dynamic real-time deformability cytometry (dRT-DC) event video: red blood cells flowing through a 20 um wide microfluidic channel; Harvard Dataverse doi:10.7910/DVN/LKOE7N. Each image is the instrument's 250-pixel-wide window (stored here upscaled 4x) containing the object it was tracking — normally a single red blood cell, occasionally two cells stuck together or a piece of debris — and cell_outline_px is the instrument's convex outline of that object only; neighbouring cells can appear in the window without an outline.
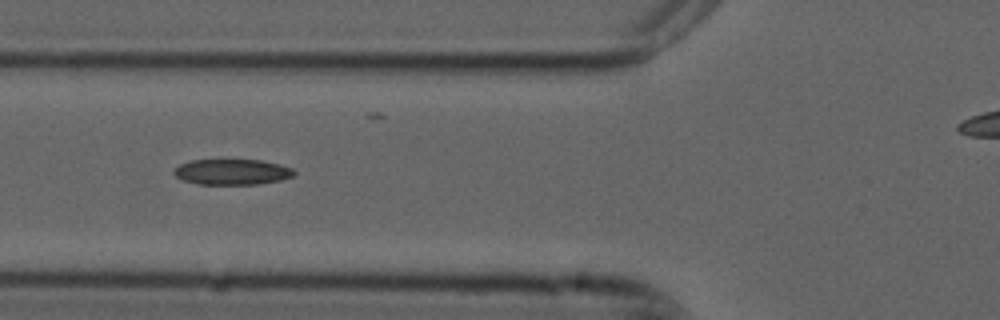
{"species": "common noctule bat (a hibernating species)", "species_latin": "Nyctalus noctula", "temperature_condition": "cold", "stored_images_in_passage": 5, "segment_of_instrument_passage": [1, 2], "camera_frame_rate_fps": 3000, "um_per_image_px": 0.085, "animal": {"sex": "male", "forearm_length_mm": 52.5}, "frame": {"image": 1, "passage_image": 2, "time_ms": 0.333, "image_size_px": [1000, 320], "cell_outline_px": [[296, 172], [292, 176], [280, 180], [256, 184], [200, 184], [184, 180], [176, 176], [172, 172], [180, 164], [192, 160], [260, 160], [280, 164], [292, 168]], "centroid_in_image_um": [19.74, 14.61], "position_along_channel_um": 106.1, "area_um2": 17.74}}
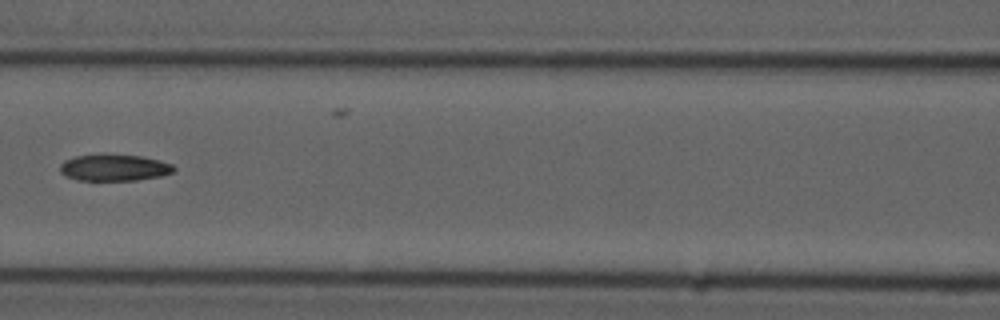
{"frame": {"image": 2, "passage_image": 3, "time_ms": 0.667, "image_size_px": [1000, 320], "cell_outline_px": [[176, 168], [172, 172], [160, 176], [136, 180], [80, 180], [64, 176], [60, 172], [60, 164], [64, 160], [76, 156], [100, 152], [104, 152], [140, 156], [160, 160], [172, 164]], "centroid_in_image_um": [9.67, 14.21], "position_along_channel_um": 156.9, "area_um2": 18.09}}
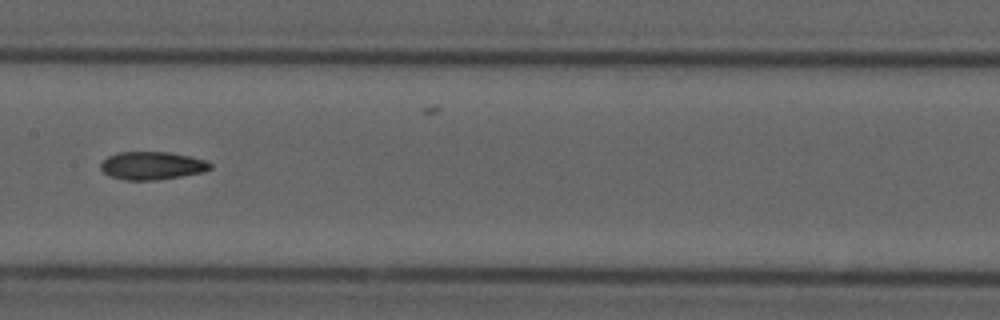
{"frame": {"image": 3, "passage_image": 4, "time_ms": 1.0, "image_size_px": [1000, 320], "cell_outline_px": [[212, 168], [204, 172], [156, 180], [124, 180], [108, 176], [100, 168], [100, 164], [108, 156], [120, 152], [168, 152], [188, 156], [204, 160], [212, 164]], "centroid_in_image_um": [12.91, 14.08], "position_along_channel_um": 194.5, "area_um2": 17.8}}